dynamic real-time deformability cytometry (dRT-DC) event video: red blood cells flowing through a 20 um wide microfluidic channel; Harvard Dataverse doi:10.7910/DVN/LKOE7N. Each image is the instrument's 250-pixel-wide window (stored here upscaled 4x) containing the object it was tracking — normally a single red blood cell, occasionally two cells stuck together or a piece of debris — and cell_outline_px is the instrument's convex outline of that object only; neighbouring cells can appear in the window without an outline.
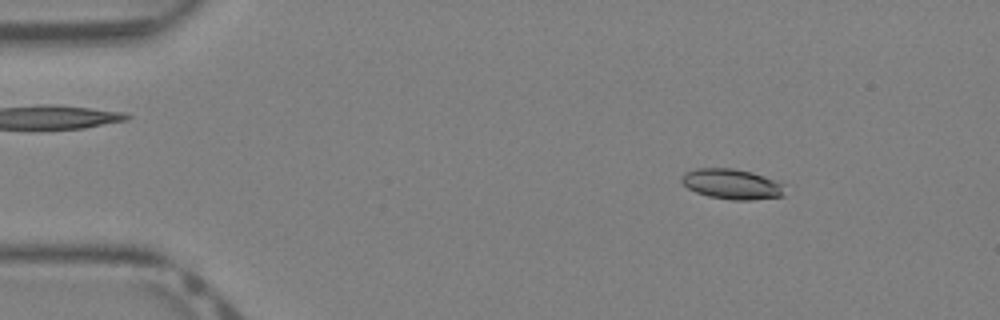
{"species": "Egyptian fruit bat (a non-hibernating species)", "species_latin": "Rousettus aegyptiacus", "temperature_condition": "warm", "stored_images_in_passage": 39, "camera_frame_rate_fps": 3000, "um_per_image_px": 0.085, "animal": {"sex": "female"}, "frame": {"image": 1, "passage_image": 5, "time_ms": 1.333, "image_size_px": [1000, 320], "cell_outline_px": [[784, 196], [752, 200], [732, 200], [708, 196], [696, 192], [688, 188], [680, 180], [680, 176], [684, 172], [696, 168], [732, 168], [752, 172], [764, 176], [784, 184]], "centroid_in_image_um": [62.19, 15.64], "position_along_channel_um": 22.8, "area_um2": 18.32}}
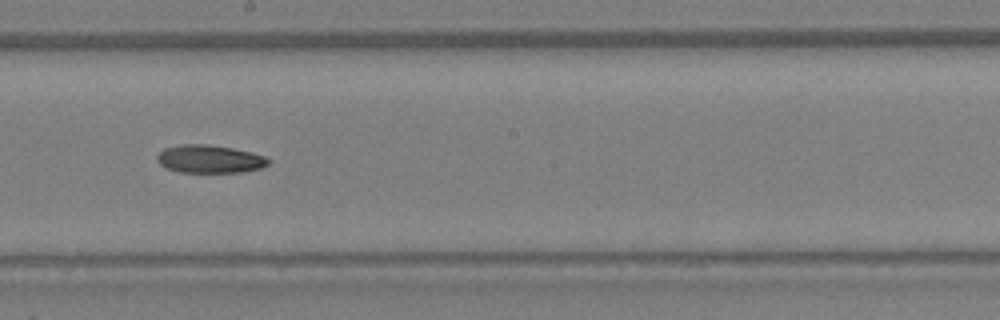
{"frame": {"image": 2, "passage_image": 22, "time_ms": 7.0, "image_size_px": [1000, 320], "cell_outline_px": [[272, 160], [268, 164], [260, 168], [240, 172], [180, 172], [168, 168], [160, 164], [156, 160], [156, 156], [164, 148], [180, 144], [208, 144], [232, 148], [252, 152], [264, 156]], "centroid_in_image_um": [17.82, 13.51], "position_along_channel_um": 230.4, "area_um2": 18.15}}
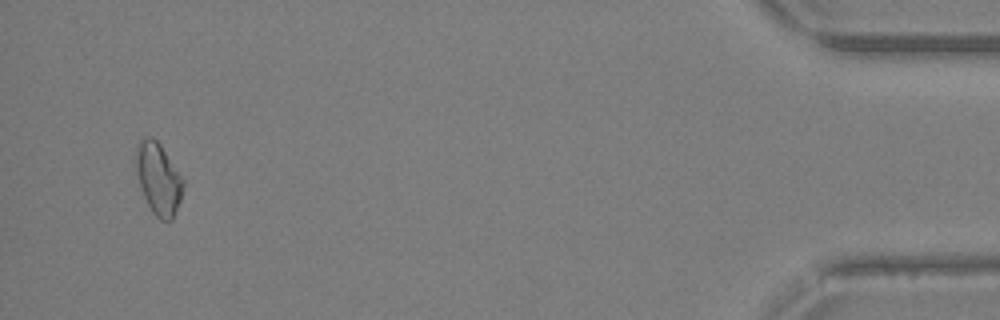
{"frame": {"image": 3, "passage_image": 38, "time_ms": 12.333, "image_size_px": [1000, 320], "cell_outline_px": [[184, 184], [180, 200], [172, 220], [160, 220], [152, 212], [140, 188], [132, 160], [132, 156], [136, 144], [144, 136], [148, 136], [156, 140], [160, 144], [184, 180]], "centroid_in_image_um": [13.39, 15.14], "position_along_channel_um": 421.8, "area_um2": 20.11}}